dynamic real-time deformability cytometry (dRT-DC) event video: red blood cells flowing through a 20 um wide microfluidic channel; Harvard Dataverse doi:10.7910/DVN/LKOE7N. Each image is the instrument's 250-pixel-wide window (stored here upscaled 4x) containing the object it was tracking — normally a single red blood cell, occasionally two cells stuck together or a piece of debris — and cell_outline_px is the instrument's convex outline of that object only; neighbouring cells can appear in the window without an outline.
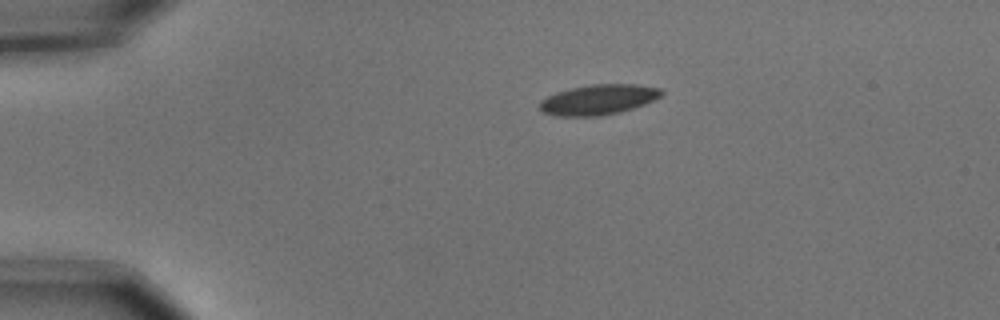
{"species": "common noctule bat (a hibernating species)", "species_latin": "Nyctalus noctula", "temperature_condition": "cold", "stored_images_in_passage": 8, "camera_frame_rate_fps": 3000, "um_per_image_px": 0.085, "animal": {"sex": "male", "body_mass_g": 15.6}, "frame": {"image": 1, "passage_image": 1, "time_ms": 0.0, "image_size_px": [1000, 320], "cell_outline_px": [[664, 92], [660, 96], [644, 104], [620, 112], [600, 116], [556, 116], [544, 112], [536, 108], [540, 100], [556, 92], [572, 88], [592, 84], [640, 84], [660, 88]], "centroid_in_image_um": [50.83, 8.47], "position_along_channel_um": 34.2, "area_um2": 21.5}}
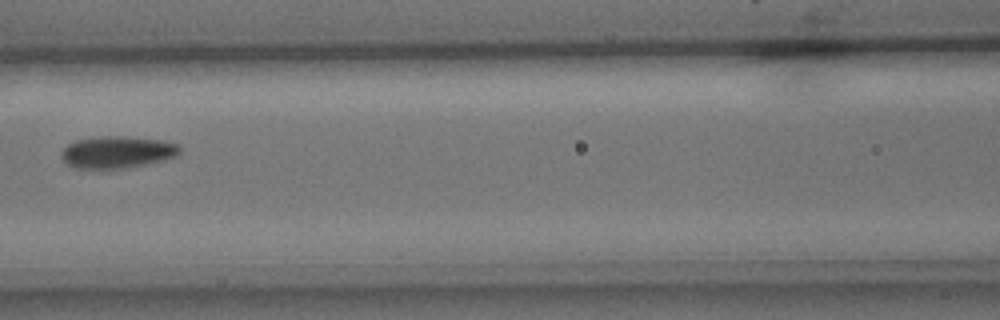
{"frame": {"image": 2, "passage_image": 5, "time_ms": 1.333, "image_size_px": [1000, 320], "cell_outline_px": [[180, 152], [176, 156], [164, 160], [128, 168], [76, 168], [68, 164], [60, 156], [60, 152], [68, 144], [76, 140], [104, 136], [128, 136], [160, 140], [176, 144], [180, 148]], "centroid_in_image_um": [9.96, 12.93], "position_along_channel_um": 156.6, "area_um2": 21.96}}
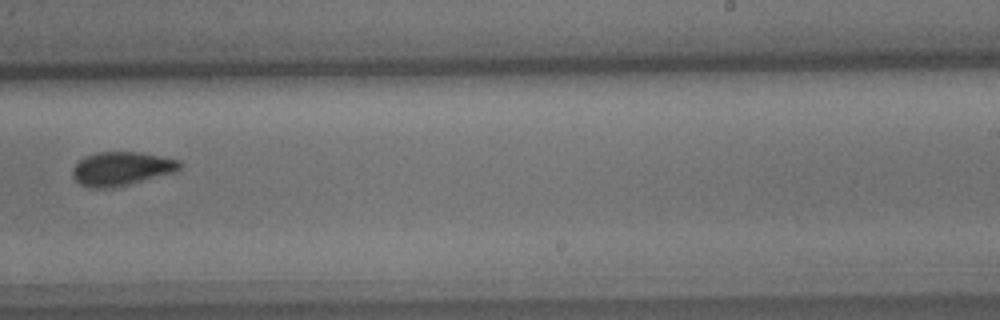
{"frame": {"image": 3, "passage_image": 8, "time_ms": 2.333, "image_size_px": [1000, 320], "cell_outline_px": [[184, 164], [176, 172], [112, 188], [92, 188], [80, 184], [72, 176], [72, 168], [84, 156], [96, 152], [136, 152], [180, 160]], "centroid_in_image_um": [10.32, 14.34], "position_along_channel_um": 278.7, "area_um2": 21.04}}